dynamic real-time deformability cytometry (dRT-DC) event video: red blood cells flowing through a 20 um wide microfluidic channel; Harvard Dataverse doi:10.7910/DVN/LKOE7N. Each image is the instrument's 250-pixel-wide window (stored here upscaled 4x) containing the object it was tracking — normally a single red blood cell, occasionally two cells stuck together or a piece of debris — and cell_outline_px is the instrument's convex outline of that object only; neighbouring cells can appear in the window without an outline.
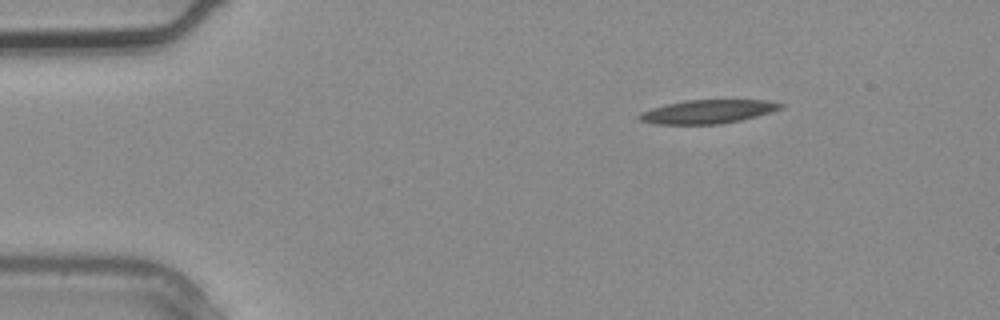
{"species": "common noctule bat (a hibernating species)", "species_latin": "Nyctalus noctula", "temperature_condition": "warm", "stored_images_in_passage": 3, "segment_of_instrument_passage": [2, 2], "camera_frame_rate_fps": 3000, "um_per_image_px": 0.085, "animal": {"sex": "male", "body_mass_g": 20.4}, "frame": {"image": 1, "passage_image": 3, "time_ms": 0.667, "image_size_px": [1000, 320], "cell_outline_px": [[784, 108], [772, 112], [740, 120], [720, 124], [656, 124], [640, 120], [636, 116], [640, 112], [652, 108], [684, 100], [764, 100], [784, 104]], "centroid_in_image_um": [60.16, 9.49], "position_along_channel_um": 24.8, "area_um2": 19.42}}